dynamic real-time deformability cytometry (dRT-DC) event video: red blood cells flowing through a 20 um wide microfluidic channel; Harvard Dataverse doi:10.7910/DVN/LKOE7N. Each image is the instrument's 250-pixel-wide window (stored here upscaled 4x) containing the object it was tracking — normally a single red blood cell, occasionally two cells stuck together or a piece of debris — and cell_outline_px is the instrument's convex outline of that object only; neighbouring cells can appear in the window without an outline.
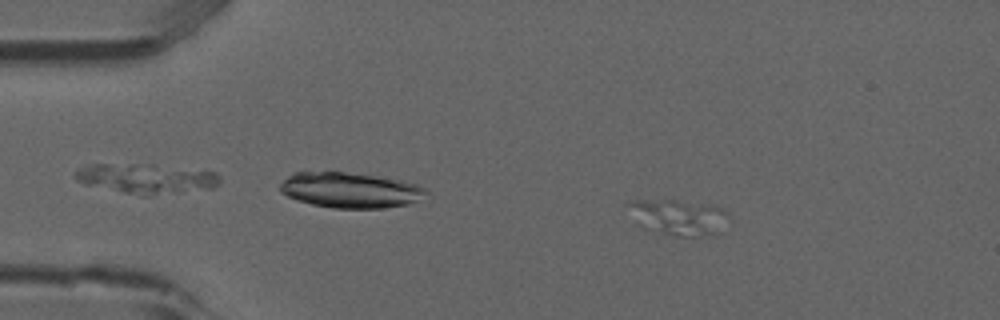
{"species": "common noctule bat (a hibernating species)", "species_latin": "Nyctalus noctula", "temperature_condition": "room temperature", "stored_images_in_passage": 2, "camera_frame_rate_fps": 3000, "um_per_image_px": 0.085, "animal": {"sex": "male", "forearm_length_mm": 52.5}, "frame": {"image": 1, "passage_image": 1, "time_ms": 0.0, "image_size_px": [1000, 320], "cell_outline_px": [[732, 220], [720, 232], [712, 236], [676, 236], [644, 228], [636, 224], [624, 204], [628, 200], [676, 200], [712, 204], [728, 212]], "centroid_in_image_um": [57.7, 18.45], "position_along_channel_um": 27.3, "area_um2": 21.73}}